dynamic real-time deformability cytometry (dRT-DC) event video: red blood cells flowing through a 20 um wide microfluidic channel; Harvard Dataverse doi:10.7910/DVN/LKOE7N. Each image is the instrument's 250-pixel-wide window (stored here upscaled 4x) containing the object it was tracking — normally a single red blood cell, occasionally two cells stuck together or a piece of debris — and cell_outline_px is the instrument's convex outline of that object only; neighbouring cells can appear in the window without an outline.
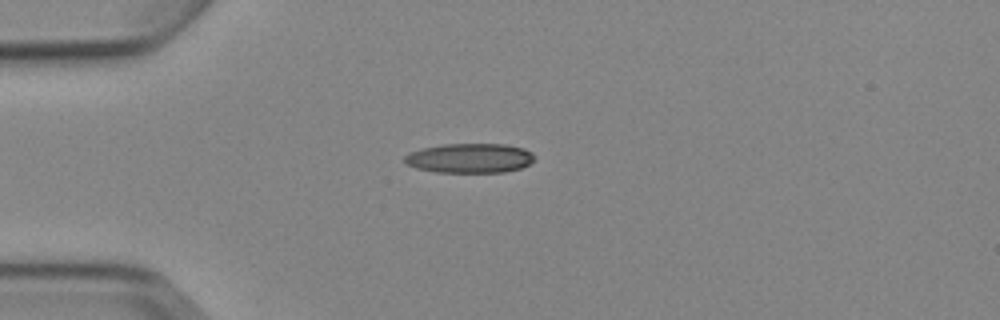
{"species": "Egyptian fruit bat (a non-hibernating species)", "species_latin": "Rousettus aegyptiacus", "temperature_condition": "cold", "stored_images_in_passage": 3, "camera_frame_rate_fps": 3000, "um_per_image_px": 0.085, "animal": {"sex": "female"}, "frame": {"image": 1, "passage_image": 1, "time_ms": 0.0, "image_size_px": [1000, 320], "cell_outline_px": [[536, 160], [520, 168], [504, 172], [436, 172], [416, 168], [408, 164], [404, 160], [404, 156], [408, 152], [424, 148], [444, 144], [504, 144], [524, 148], [532, 152], [536, 156]], "centroid_in_image_um": [39.96, 13.44], "position_along_channel_um": 45.0, "area_um2": 22.43}}
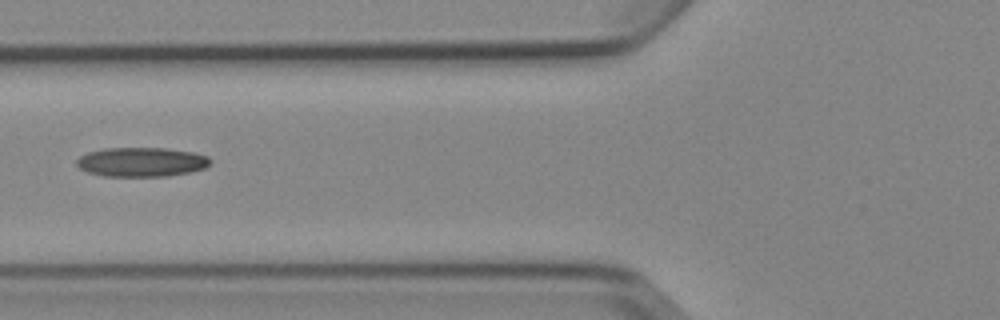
{"frame": {"image": 2, "passage_image": 3, "time_ms": 2.333, "image_size_px": [1000, 320], "cell_outline_px": [[212, 160], [204, 168], [192, 172], [168, 176], [104, 176], [88, 172], [80, 168], [76, 164], [76, 160], [80, 156], [88, 152], [104, 148], [164, 148], [192, 152], [208, 156]], "centroid_in_image_um": [12.03, 13.77], "position_along_channel_um": 113.8, "area_um2": 22.83}}